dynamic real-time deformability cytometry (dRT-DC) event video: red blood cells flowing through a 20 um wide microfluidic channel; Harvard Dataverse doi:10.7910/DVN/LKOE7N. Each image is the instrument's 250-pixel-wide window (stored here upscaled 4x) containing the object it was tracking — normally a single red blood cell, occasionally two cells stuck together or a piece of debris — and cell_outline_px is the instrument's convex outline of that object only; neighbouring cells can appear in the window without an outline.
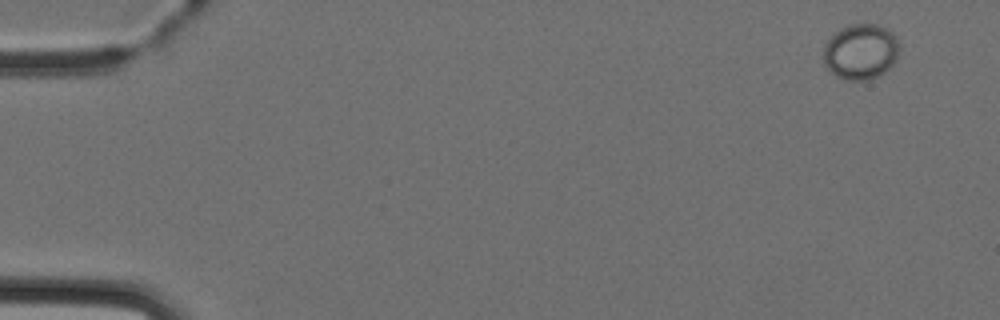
{"species": "Egyptian fruit bat (a non-hibernating species)", "species_latin": "Rousettus aegyptiacus", "temperature_condition": "cold", "stored_images_in_passage": 5, "camera_frame_rate_fps": 3000, "um_per_image_px": 0.085, "animal": {"sex": "female"}, "frame": {"image": 1, "passage_image": 1, "time_ms": 0.0, "image_size_px": [1000, 320], "cell_outline_px": [[900, 48], [896, 60], [884, 72], [868, 80], [844, 80], [836, 76], [824, 64], [824, 44], [840, 28], [848, 24], [880, 24], [892, 32], [896, 36], [900, 44]], "centroid_in_image_um": [73.18, 4.37], "position_along_channel_um": 11.8, "area_um2": 24.74}}
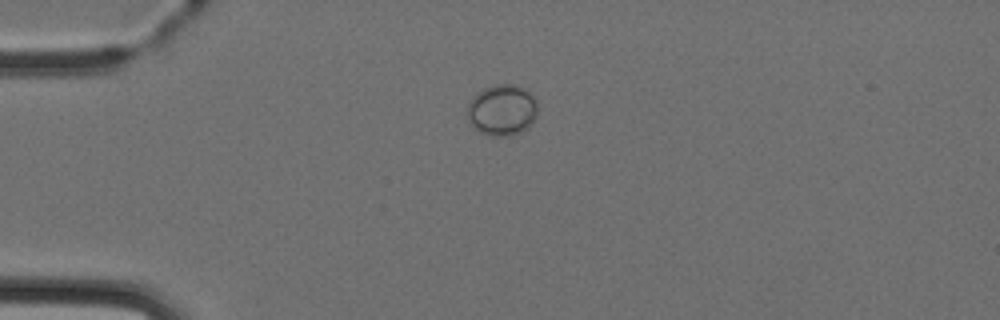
{"frame": {"image": 2, "passage_image": 4, "time_ms": 3.333, "image_size_px": [1000, 320], "cell_outline_px": [[536, 116], [528, 128], [520, 132], [508, 136], [488, 136], [480, 132], [468, 120], [468, 104], [472, 96], [484, 88], [496, 84], [516, 84], [524, 88], [536, 96]], "centroid_in_image_um": [42.69, 9.34], "position_along_channel_um": 42.3, "area_um2": 21.1}}